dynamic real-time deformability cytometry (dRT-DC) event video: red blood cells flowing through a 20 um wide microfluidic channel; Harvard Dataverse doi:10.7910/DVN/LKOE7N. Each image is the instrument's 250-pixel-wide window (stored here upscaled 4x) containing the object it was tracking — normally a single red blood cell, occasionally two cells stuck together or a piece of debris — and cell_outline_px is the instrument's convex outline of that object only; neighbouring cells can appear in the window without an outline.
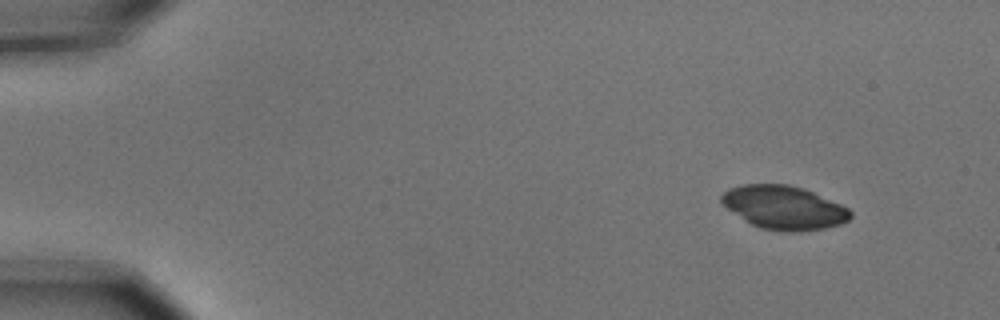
{"species": "common noctule bat (a hibernating species)", "species_latin": "Nyctalus noctula", "temperature_condition": "cold", "stored_images_in_passage": 5, "camera_frame_rate_fps": 3000, "um_per_image_px": 0.085, "animal": {"sex": "male", "body_mass_g": 15.6}, "frame": {"image": 1, "passage_image": 1, "time_ms": 0.0, "image_size_px": [1000, 320], "cell_outline_px": [[852, 216], [848, 220], [840, 224], [824, 228], [800, 232], [784, 232], [760, 228], [744, 220], [720, 204], [720, 196], [728, 188], [744, 184], [788, 184], [804, 188], [840, 204], [848, 208], [852, 212]], "centroid_in_image_um": [66.61, 17.64], "position_along_channel_um": 18.4, "area_um2": 32.95}}